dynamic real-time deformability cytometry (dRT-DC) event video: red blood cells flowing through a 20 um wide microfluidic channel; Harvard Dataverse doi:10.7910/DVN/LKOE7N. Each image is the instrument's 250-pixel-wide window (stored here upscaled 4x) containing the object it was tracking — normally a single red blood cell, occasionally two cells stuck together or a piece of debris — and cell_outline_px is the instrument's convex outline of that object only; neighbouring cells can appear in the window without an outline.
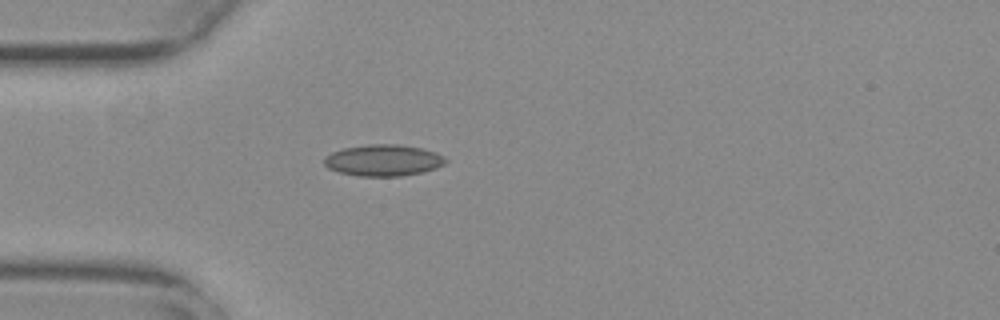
{"species": "common noctule bat (a hibernating species)", "species_latin": "Nyctalus noctula", "temperature_condition": "warm", "stored_images_in_passage": 40, "camera_frame_rate_fps": 3000, "um_per_image_px": 0.085, "animal": {"sex": "female", "body_mass_g": 29.2, "forearm_length_mm": 56.3}, "frame": {"image": 1, "passage_image": 1, "time_ms": 0.0, "image_size_px": [1000, 320], "cell_outline_px": [[448, 160], [444, 164], [436, 168], [424, 172], [400, 176], [360, 176], [340, 172], [328, 168], [324, 164], [324, 156], [332, 152], [344, 148], [368, 144], [396, 144], [420, 148], [436, 152], [444, 156]], "centroid_in_image_um": [32.59, 13.62], "position_along_channel_um": 52.4, "area_um2": 22.25}}
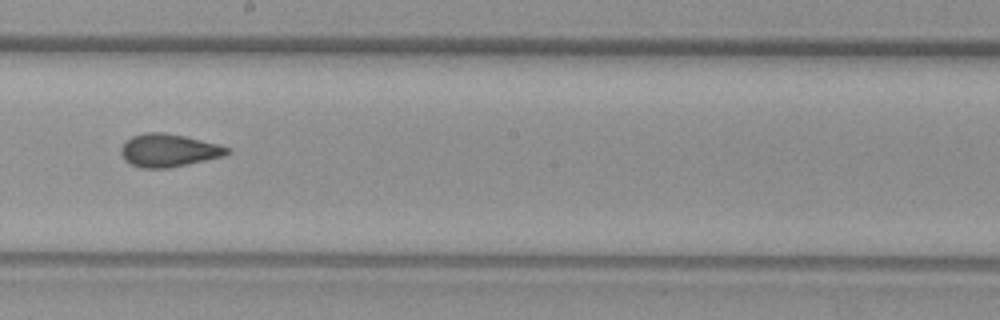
{"frame": {"image": 2, "passage_image": 16, "time_ms": 5.0, "image_size_px": [1000, 320], "cell_outline_px": [[232, 152], [224, 156], [168, 168], [140, 168], [124, 160], [120, 152], [120, 148], [124, 140], [132, 136], [144, 132], [164, 132], [184, 136], [216, 144], [228, 148]], "centroid_in_image_um": [14.27, 12.78], "position_along_channel_um": 233.9, "area_um2": 20.35}}
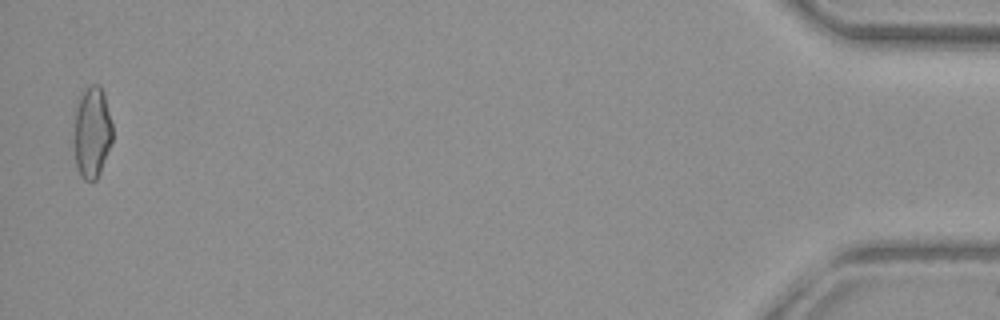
{"frame": {"image": 3, "passage_image": 39, "time_ms": 12.667, "image_size_px": [1000, 320], "cell_outline_px": [[112, 140], [100, 172], [96, 180], [84, 180], [80, 176], [76, 164], [72, 144], [76, 104], [80, 96], [88, 84], [100, 84], [104, 96], [112, 124]], "centroid_in_image_um": [7.78, 11.24], "position_along_channel_um": 427.4, "area_um2": 20.81}, "authors_computed_cell_mechanics": {"area_um2": 19.8832, "velocity_mm_per_s": 3.7891, "shape_relaxation_time_tau1_ms": null, "shape_relaxation_time_tau2_ms": 1.1645, "deformation_change_tau1": null, "deformation_change_tau2": 0.058}}